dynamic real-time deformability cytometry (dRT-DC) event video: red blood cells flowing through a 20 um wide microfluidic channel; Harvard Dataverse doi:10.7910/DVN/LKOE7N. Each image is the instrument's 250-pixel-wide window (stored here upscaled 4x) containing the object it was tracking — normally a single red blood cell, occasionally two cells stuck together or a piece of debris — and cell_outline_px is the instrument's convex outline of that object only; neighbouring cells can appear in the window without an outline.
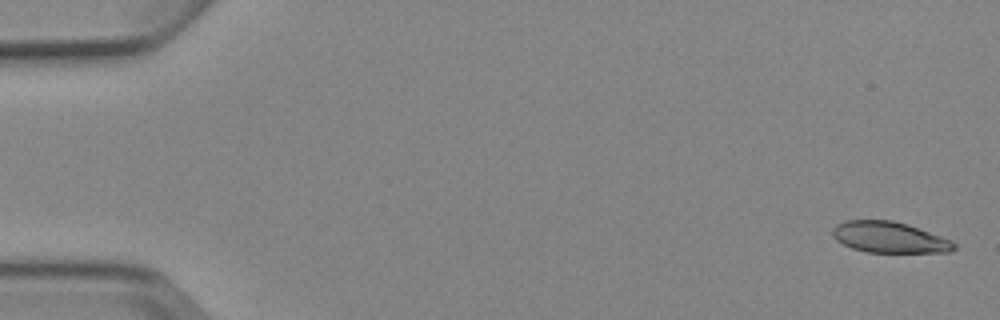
{"species": "Egyptian fruit bat (a non-hibernating species)", "species_latin": "Rousettus aegyptiacus", "temperature_condition": "cold", "stored_images_in_passage": 4, "camera_frame_rate_fps": 3000, "um_per_image_px": 0.085, "animal": {"sex": "female"}, "frame": {"image": 1, "passage_image": 1, "time_ms": 0.0, "image_size_px": [1000, 320], "cell_outline_px": [[956, 248], [948, 252], [868, 252], [852, 248], [836, 240], [832, 236], [832, 228], [836, 224], [844, 220], [892, 220], [952, 240], [956, 244]], "centroid_in_image_um": [75.55, 20.17], "position_along_channel_um": 9.5, "area_um2": 21.73}}